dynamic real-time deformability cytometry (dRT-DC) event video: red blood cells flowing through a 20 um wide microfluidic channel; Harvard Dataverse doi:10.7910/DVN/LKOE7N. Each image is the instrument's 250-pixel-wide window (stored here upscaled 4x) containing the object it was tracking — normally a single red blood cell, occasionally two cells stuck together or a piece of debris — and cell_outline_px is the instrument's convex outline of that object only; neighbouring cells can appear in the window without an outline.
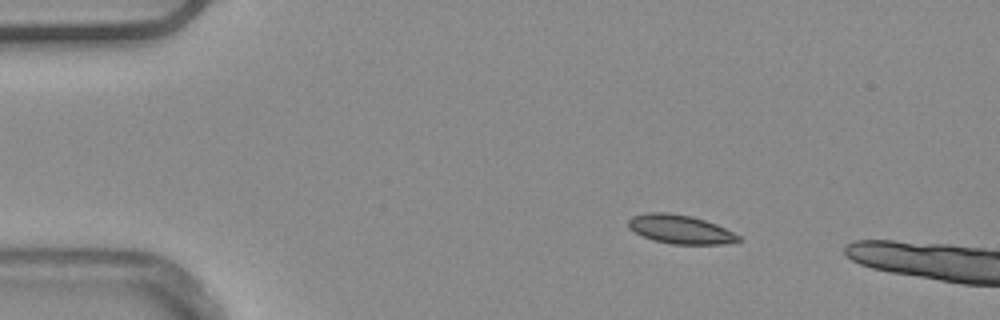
{"species": "common noctule bat (a hibernating species)", "species_latin": "Nyctalus noctula", "temperature_condition": "warm", "stored_images_in_passage": 5, "camera_frame_rate_fps": 3000, "um_per_image_px": 0.085, "animal": {"sex": "male", "body_mass_g": 20.4}, "frame": {"image": 1, "passage_image": 1, "time_ms": 0.0, "image_size_px": [1000, 320], "cell_outline_px": [[740, 240], [720, 244], [672, 244], [652, 240], [628, 228], [628, 220], [632, 216], [644, 212], [668, 212], [692, 216], [716, 224], [740, 236]], "centroid_in_image_um": [57.77, 19.47], "position_along_channel_um": 27.2, "area_um2": 18.38}}